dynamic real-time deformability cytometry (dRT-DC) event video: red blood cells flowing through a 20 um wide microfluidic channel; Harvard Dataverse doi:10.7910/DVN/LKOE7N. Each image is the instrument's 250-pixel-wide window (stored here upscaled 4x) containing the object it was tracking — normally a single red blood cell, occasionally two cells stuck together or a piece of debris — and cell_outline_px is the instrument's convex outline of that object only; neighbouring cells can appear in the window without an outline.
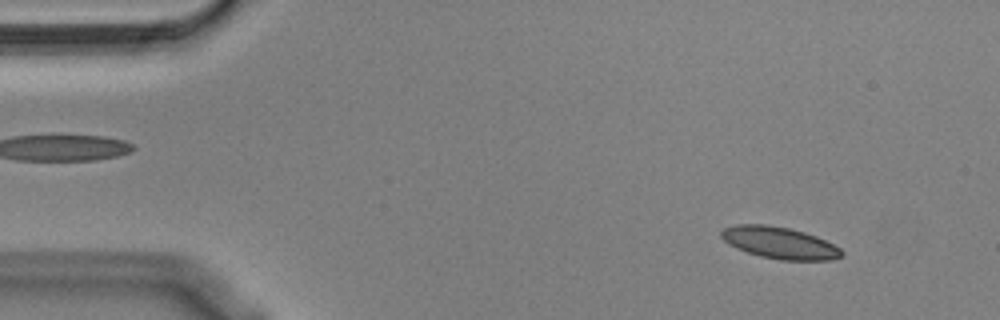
{"species": "Egyptian fruit bat (a non-hibernating species)", "species_latin": "Rousettus aegyptiacus", "temperature_condition": "cold", "stored_images_in_passage": 54, "camera_frame_rate_fps": 3000, "um_per_image_px": 0.085, "animal": {"sex": "male"}, "frame": {"image": 1, "passage_image": 5, "time_ms": 1.333, "image_size_px": [1000, 320], "cell_outline_px": [[844, 256], [832, 260], [780, 260], [760, 256], [736, 248], [728, 244], [720, 236], [720, 232], [724, 228], [736, 224], [764, 224], [788, 228], [804, 232], [816, 236], [840, 248], [844, 252]], "centroid_in_image_um": [66.26, 20.64], "position_along_channel_um": 18.7, "area_um2": 22.31}}
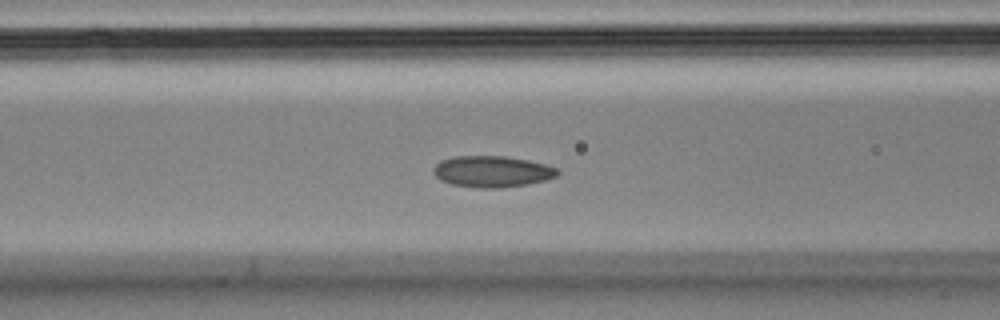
{"frame": {"image": 2, "passage_image": 21, "time_ms": 6.667, "image_size_px": [1000, 320], "cell_outline_px": [[560, 172], [556, 176], [544, 180], [528, 184], [500, 188], [476, 188], [452, 184], [440, 180], [432, 172], [432, 168], [440, 160], [452, 156], [504, 156], [528, 160], [544, 164], [556, 168]], "centroid_in_image_um": [41.78, 14.58], "position_along_channel_um": 124.8, "area_um2": 22.72}}
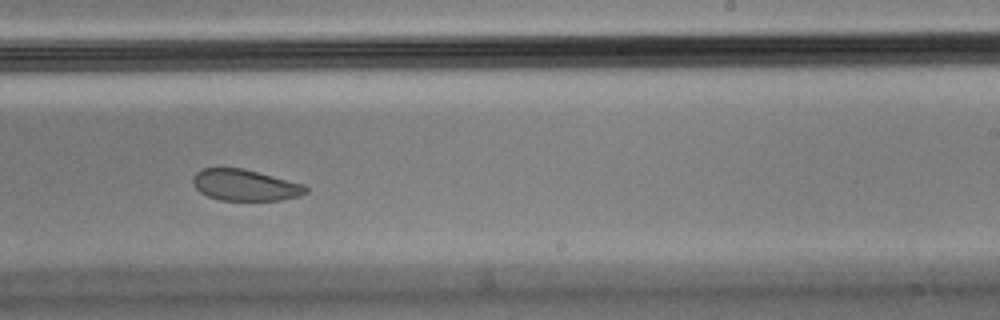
{"frame": {"image": 3, "passage_image": 33, "time_ms": 10.667, "image_size_px": [1000, 320], "cell_outline_px": [[308, 192], [300, 196], [280, 200], [220, 200], [208, 196], [200, 192], [192, 184], [192, 176], [200, 168], [240, 168], [304, 184], [308, 188]], "centroid_in_image_um": [20.8, 15.74], "position_along_channel_um": 268.2, "area_um2": 20.52}, "authors_computed_cell_mechanics": {"area_um2": 22.4264, "velocity_mm_per_s": 3.5849, "shape_relaxation_time_tau1_ms": 3.0323, "shape_relaxation_time_tau2_ms": 3.7841, "deformation_change_tau1": 0.0805, "deformation_change_tau2": 0.0728}}